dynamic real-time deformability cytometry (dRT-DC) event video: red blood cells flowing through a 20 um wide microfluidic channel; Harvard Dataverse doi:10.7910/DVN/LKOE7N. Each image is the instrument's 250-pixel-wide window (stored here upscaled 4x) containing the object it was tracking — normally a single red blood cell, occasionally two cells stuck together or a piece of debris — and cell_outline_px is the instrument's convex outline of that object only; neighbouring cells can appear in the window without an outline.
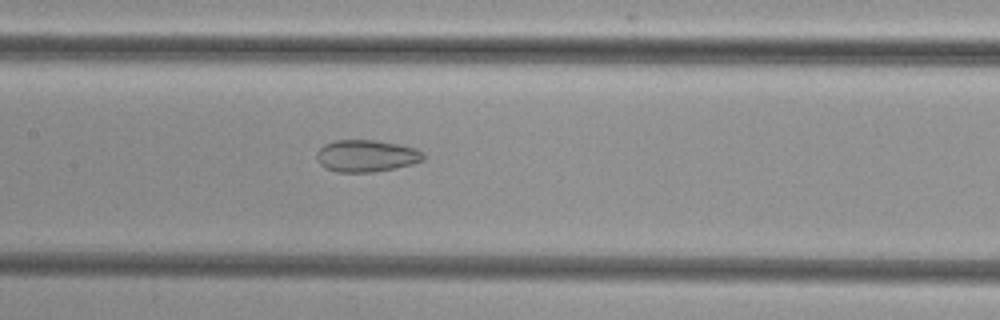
{"species": "common noctule bat (a hibernating species)", "species_latin": "Nyctalus noctula", "temperature_condition": "cold", "stored_images_in_passage": 26, "camera_frame_rate_fps": 3000, "um_per_image_px": 0.085, "animal": {"sex": "female", "body_mass_g": 29.2, "forearm_length_mm": 56.3}, "frame": {"image": 1, "passage_image": 9, "time_ms": 2.667, "image_size_px": [1000, 320], "cell_outline_px": [[424, 160], [412, 164], [396, 168], [372, 172], [336, 172], [324, 168], [320, 164], [316, 156], [320, 148], [324, 144], [336, 140], [372, 140], [396, 144], [416, 148], [424, 152]], "centroid_in_image_um": [31.14, 13.26], "position_along_channel_um": 176.3, "area_um2": 19.88}}
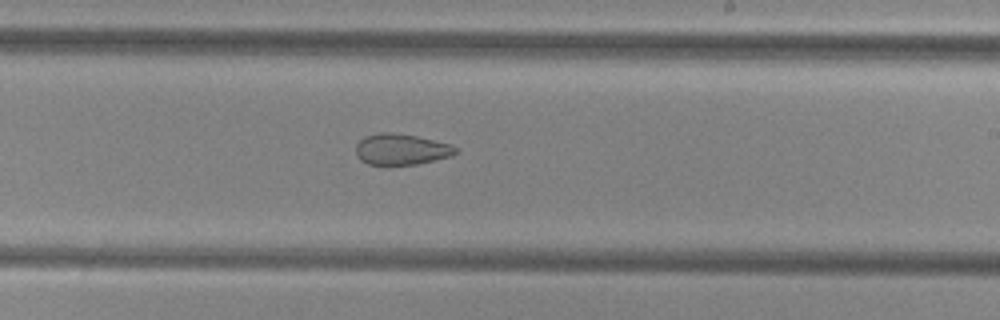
{"frame": {"image": 2, "passage_image": 15, "time_ms": 4.667, "image_size_px": [1000, 320], "cell_outline_px": [[456, 152], [452, 156], [416, 164], [388, 168], [384, 168], [368, 164], [360, 160], [356, 156], [356, 144], [364, 136], [376, 132], [392, 132], [416, 136], [452, 144], [456, 148]], "centroid_in_image_um": [34.04, 12.73], "position_along_channel_um": 255.0, "area_um2": 18.79}}
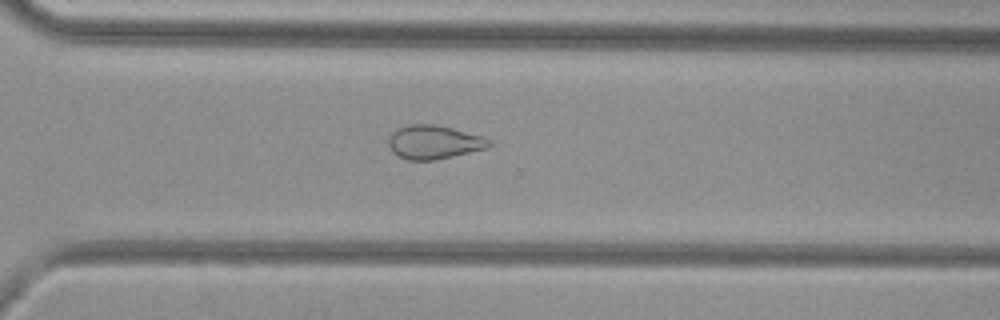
{"frame": {"image": 3, "passage_image": 21, "time_ms": 6.667, "image_size_px": [1000, 320], "cell_outline_px": [[492, 144], [488, 148], [452, 156], [432, 160], [408, 160], [396, 156], [392, 152], [388, 144], [388, 140], [392, 132], [396, 128], [408, 124], [436, 124], [484, 136], [492, 140]], "centroid_in_image_um": [36.88, 12.07], "position_along_channel_um": 333.7, "area_um2": 20.0}}